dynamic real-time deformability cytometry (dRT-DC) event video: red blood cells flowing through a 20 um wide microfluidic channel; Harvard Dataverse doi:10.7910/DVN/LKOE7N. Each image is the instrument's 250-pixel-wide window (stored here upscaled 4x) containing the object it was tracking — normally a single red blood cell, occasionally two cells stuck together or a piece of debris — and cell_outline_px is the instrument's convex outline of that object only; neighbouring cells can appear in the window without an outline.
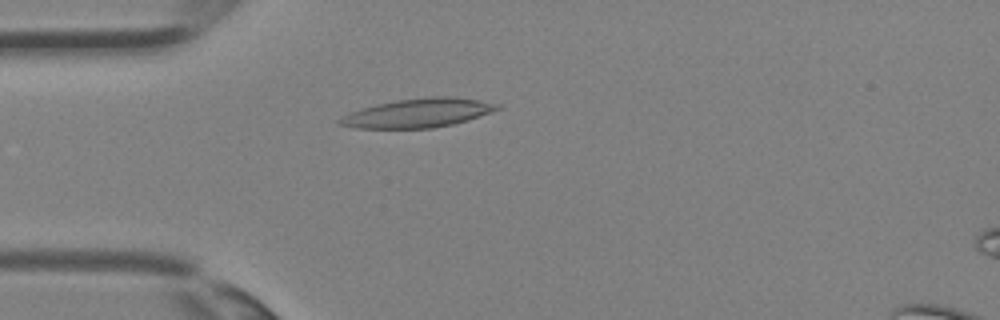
{"species": "Egyptian fruit bat (a non-hibernating species)", "species_latin": "Rousettus aegyptiacus", "temperature_condition": "room temperature", "stored_images_in_passage": 27, "camera_frame_rate_fps": 3000, "um_per_image_px": 0.085, "animal": {"sex": "female"}, "frame": {"image": 1, "passage_image": 1, "time_ms": 0.0, "image_size_px": [1000, 320], "cell_outline_px": [[504, 108], [468, 120], [452, 124], [432, 128], [356, 128], [336, 124], [336, 120], [352, 112], [376, 104], [396, 100], [432, 96], [448, 96], [480, 100], [500, 104]], "centroid_in_image_um": [35.58, 9.6], "position_along_channel_um": 49.4, "area_um2": 26.53}}
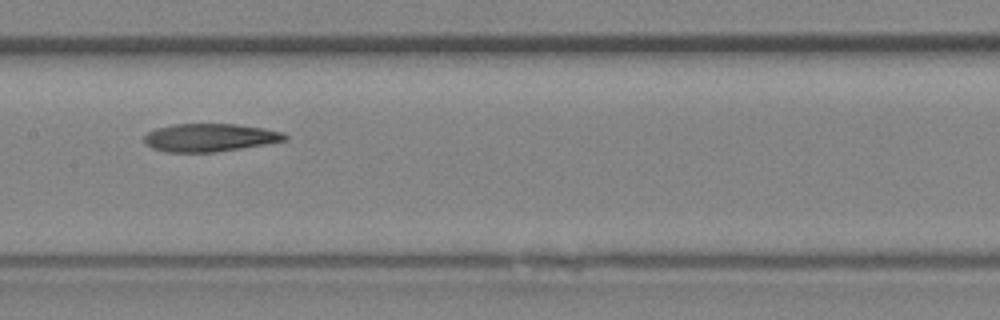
{"frame": {"image": 2, "passage_image": 9, "time_ms": 2.667, "image_size_px": [1000, 320], "cell_outline_px": [[288, 140], [216, 152], [164, 152], [152, 148], [144, 144], [144, 136], [148, 132], [156, 128], [172, 124], [236, 124], [264, 128], [284, 132], [288, 136]], "centroid_in_image_um": [17.82, 11.69], "position_along_channel_um": 189.6, "area_um2": 23.06}}
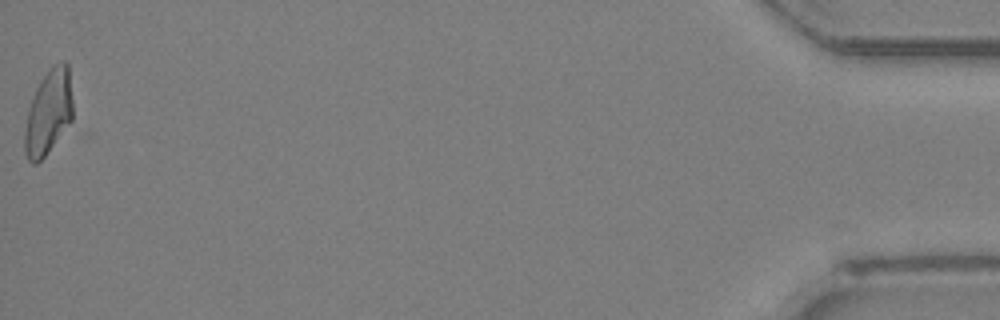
{"frame": {"image": 3, "passage_image": 27, "time_ms": 8.667, "image_size_px": [1000, 320], "cell_outline_px": [[72, 120], [44, 156], [36, 164], [32, 164], [28, 160], [24, 152], [24, 132], [28, 108], [36, 88], [40, 80], [48, 68], [52, 64], [64, 60], [68, 64], [72, 100]], "centroid_in_image_um": [4.1, 9.51], "position_along_channel_um": 431.1, "area_um2": 23.81}}